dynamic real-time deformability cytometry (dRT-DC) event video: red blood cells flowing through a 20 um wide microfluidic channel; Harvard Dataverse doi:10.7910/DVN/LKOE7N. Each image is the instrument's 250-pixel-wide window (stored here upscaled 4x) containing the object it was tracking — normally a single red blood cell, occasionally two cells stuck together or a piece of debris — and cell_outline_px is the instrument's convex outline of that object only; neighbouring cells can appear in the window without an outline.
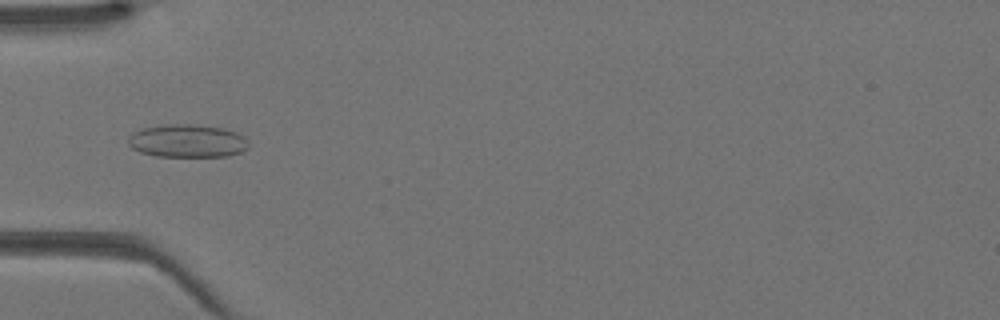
{"species": "Egyptian fruit bat (a non-hibernating species)", "species_latin": "Rousettus aegyptiacus", "temperature_condition": "warm", "stored_images_in_passage": 34, "camera_frame_rate_fps": 3000, "um_per_image_px": 0.085, "animal": {"sex": "female"}, "frame": {"image": 1, "passage_image": 5, "time_ms": 1.333, "image_size_px": [1000, 320], "cell_outline_px": [[248, 148], [240, 152], [228, 156], [156, 156], [140, 152], [132, 148], [128, 144], [128, 136], [132, 132], [140, 128], [164, 124], [192, 124], [224, 128], [236, 132], [244, 136], [248, 140]], "centroid_in_image_um": [15.9, 11.97], "position_along_channel_um": 69.1, "area_um2": 23.41}}
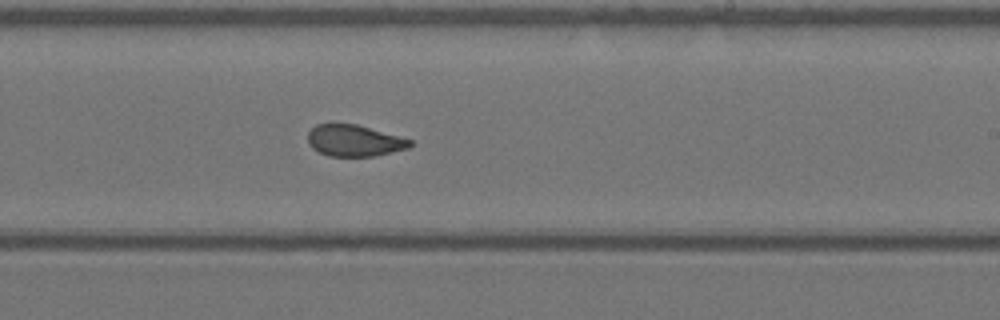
{"frame": {"image": 2, "passage_image": 17, "time_ms": 5.333, "image_size_px": [1000, 320], "cell_outline_px": [[412, 144], [408, 148], [376, 156], [328, 156], [312, 148], [308, 144], [308, 132], [316, 124], [356, 124], [412, 140]], "centroid_in_image_um": [30.09, 11.96], "position_along_channel_um": 258.9, "area_um2": 18.61}}
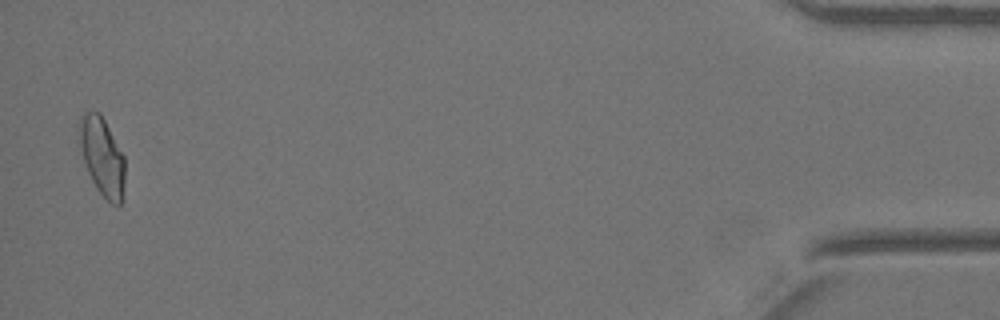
{"frame": {"image": 3, "passage_image": 33, "time_ms": 10.667, "image_size_px": [1000, 320], "cell_outline_px": [[124, 184], [120, 204], [112, 204], [96, 188], [88, 172], [80, 148], [76, 124], [80, 116], [84, 112], [100, 112], [124, 156]], "centroid_in_image_um": [8.64, 13.24], "position_along_channel_um": 426.6, "area_um2": 20.69}}